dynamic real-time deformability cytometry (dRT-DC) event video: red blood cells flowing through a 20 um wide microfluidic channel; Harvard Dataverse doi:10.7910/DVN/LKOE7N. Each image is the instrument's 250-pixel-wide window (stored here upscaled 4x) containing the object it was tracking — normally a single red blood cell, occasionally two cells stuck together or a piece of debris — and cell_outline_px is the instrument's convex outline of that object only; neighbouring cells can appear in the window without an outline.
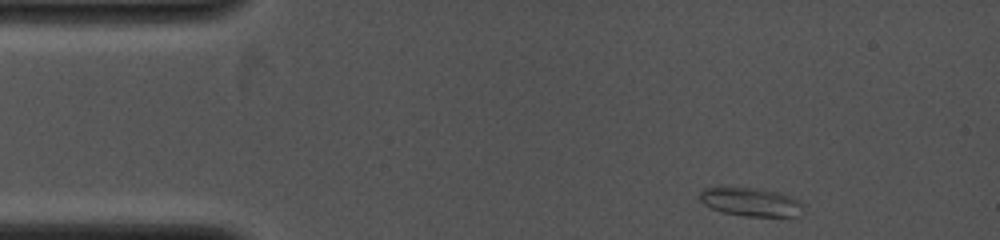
{"species": "common noctule bat (a hibernating species)", "species_latin": "Nyctalus noctula", "temperature_condition": "cold", "stored_images_in_passage": 5, "camera_frame_rate_fps": 4000, "um_per_image_px": 0.085, "animal": {"sex": "female", "body_mass_g": 19.0, "forearm_length_mm": 53.3}, "frame": {"image": 1, "passage_image": 1, "time_ms": 0.0, "image_size_px": [1000, 240], "cell_outline_px": [[804, 212], [800, 216], [744, 216], [724, 212], [712, 208], [704, 204], [700, 200], [700, 192], [704, 188], [756, 188], [776, 192], [792, 196], [804, 204]], "centroid_in_image_um": [63.89, 17.18], "position_along_channel_um": 21.1, "area_um2": 17.11}}
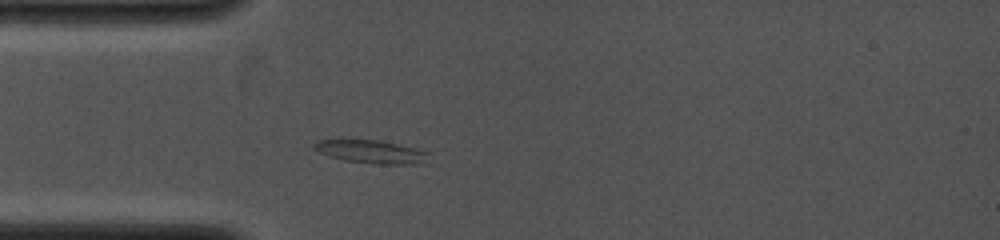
{"frame": {"image": 2, "passage_image": 5, "time_ms": 2.25, "image_size_px": [1000, 240], "cell_outline_px": [[428, 152], [424, 164], [376, 164], [344, 160], [328, 156], [312, 148], [312, 144], [316, 140], [380, 140]], "centroid_in_image_um": [31.49, 12.9], "position_along_channel_um": 53.5, "area_um2": 15.26}}